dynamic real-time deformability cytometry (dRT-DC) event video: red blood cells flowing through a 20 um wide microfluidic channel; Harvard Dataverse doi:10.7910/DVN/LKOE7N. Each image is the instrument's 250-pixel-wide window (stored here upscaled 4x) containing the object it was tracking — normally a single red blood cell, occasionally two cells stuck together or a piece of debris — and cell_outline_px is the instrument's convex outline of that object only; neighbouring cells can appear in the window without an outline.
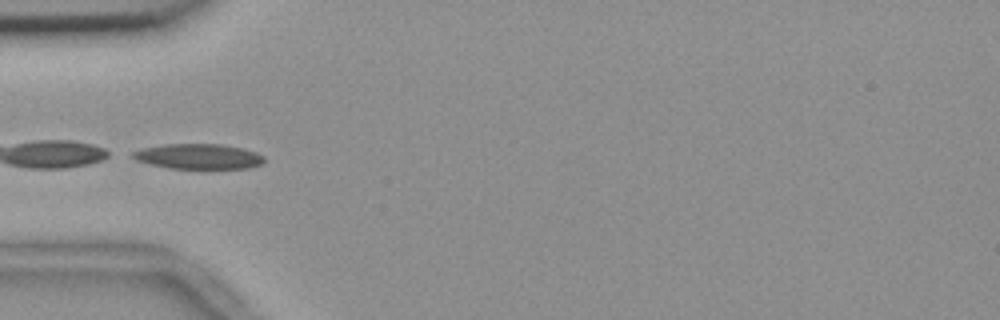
{"species": "common noctule bat (a hibernating species)", "species_latin": "Nyctalus noctula", "temperature_condition": "room temperature", "stored_images_in_passage": 10, "camera_frame_rate_fps": 3000, "um_per_image_px": 0.085, "animal": {"sex": "female", "body_mass_g": 18.4}, "frame": {"image": 1, "passage_image": 6, "time_ms": 1.667, "image_size_px": [1000, 320], "cell_outline_px": [[264, 160], [260, 164], [248, 168], [168, 168], [148, 164], [136, 160], [132, 156], [132, 152], [140, 148], [164, 144], [224, 144], [244, 148], [256, 152], [264, 156]], "centroid_in_image_um": [16.85, 13.28], "position_along_channel_um": 68.2, "area_um2": 19.36}}
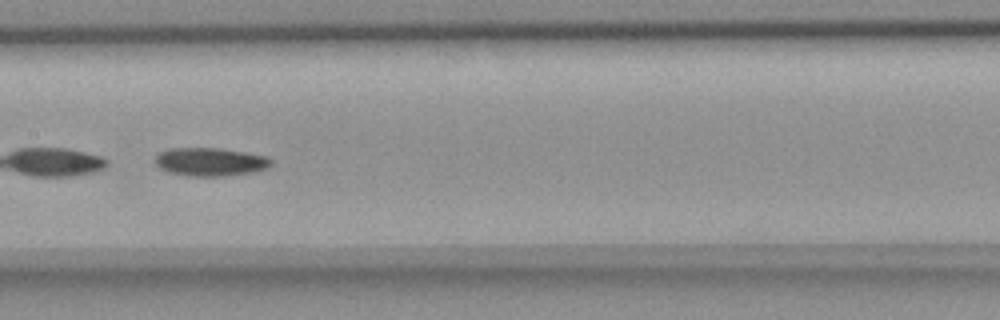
{"frame": {"image": 2, "passage_image": 9, "time_ms": 2.667, "image_size_px": [1000, 320], "cell_outline_px": [[272, 164], [268, 168], [256, 172], [224, 176], [188, 176], [168, 172], [160, 168], [156, 164], [156, 156], [160, 152], [172, 148], [220, 148], [268, 156], [272, 160]], "centroid_in_image_um": [17.92, 13.76], "position_along_channel_um": 189.5, "area_um2": 19.25}}
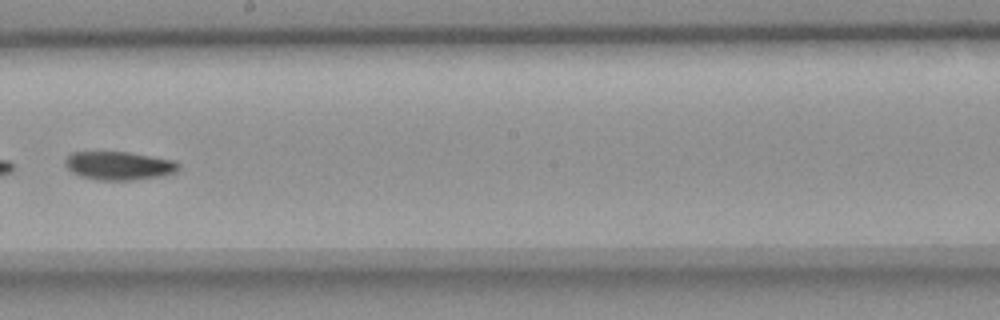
{"frame": {"image": 3, "passage_image": 10, "time_ms": 3.0, "image_size_px": [1000, 320], "cell_outline_px": [[180, 168], [176, 172], [160, 176], [132, 180], [96, 180], [80, 176], [72, 172], [64, 164], [64, 160], [72, 152], [128, 152], [176, 160], [180, 164]], "centroid_in_image_um": [10.13, 14.08], "position_along_channel_um": 238.1, "area_um2": 18.9}}